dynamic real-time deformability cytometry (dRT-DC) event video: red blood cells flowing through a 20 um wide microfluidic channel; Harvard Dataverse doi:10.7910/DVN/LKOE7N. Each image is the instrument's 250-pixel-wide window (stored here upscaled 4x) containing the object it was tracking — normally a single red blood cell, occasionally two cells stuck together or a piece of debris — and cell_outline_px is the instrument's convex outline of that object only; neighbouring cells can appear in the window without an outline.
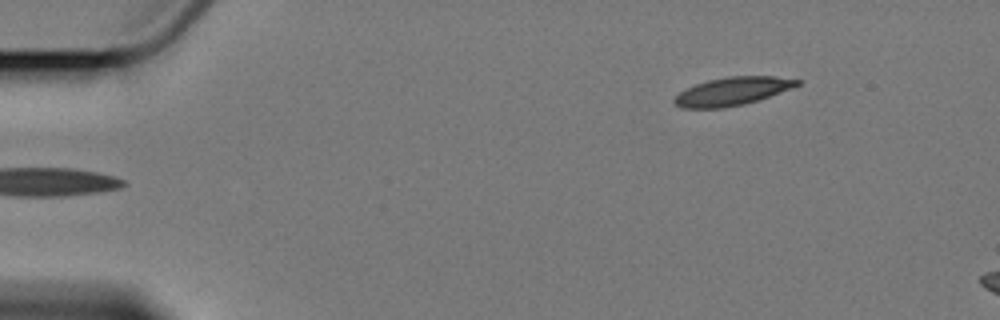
{"species": "Egyptian fruit bat (a non-hibernating species)", "species_latin": "Rousettus aegyptiacus", "temperature_condition": "cold", "stored_images_in_passage": 5, "camera_frame_rate_fps": 3000, "um_per_image_px": 0.085, "animal": {"sex": "female"}, "frame": {"image": 1, "passage_image": 5, "time_ms": 5.0, "image_size_px": [1000, 320], "cell_outline_px": [[800, 84], [792, 88], [744, 104], [724, 108], [680, 108], [672, 100], [680, 92], [696, 84], [708, 80], [728, 76], [776, 76], [800, 80]], "centroid_in_image_um": [62.24, 7.76], "position_along_channel_um": 22.8, "area_um2": 19.94}}